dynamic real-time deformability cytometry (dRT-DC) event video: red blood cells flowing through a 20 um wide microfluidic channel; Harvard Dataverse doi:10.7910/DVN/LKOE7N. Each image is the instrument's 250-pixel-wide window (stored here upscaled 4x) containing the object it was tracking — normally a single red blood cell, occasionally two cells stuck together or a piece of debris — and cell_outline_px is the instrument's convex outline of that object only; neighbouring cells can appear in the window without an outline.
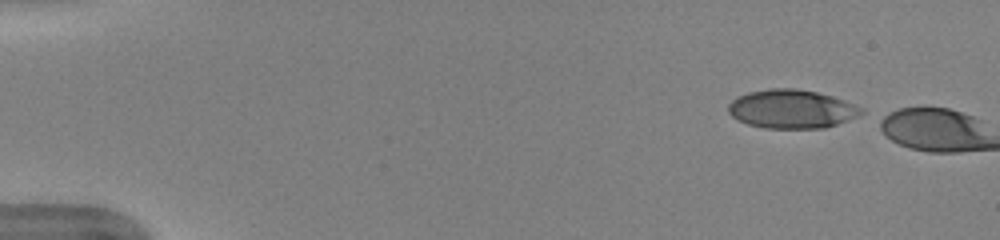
{"species": "human", "species_latin": "Homo sapiens", "temperature_condition": "warm", "stored_images_in_passage": 3, "camera_frame_rate_fps": 3000, "um_per_image_px": 0.085, "donor": {"sex": "female"}, "frame": {"image": 1, "passage_image": 1, "time_ms": 0.0, "image_size_px": [1000, 240], "cell_outline_px": [[864, 112], [860, 116], [824, 128], [764, 128], [748, 124], [736, 120], [728, 112], [728, 104], [736, 96], [748, 92], [768, 88], [796, 88], [816, 92], [832, 96], [844, 100], [864, 108]], "centroid_in_image_um": [67.28, 9.26], "position_along_channel_um": 17.7, "area_um2": 30.23}}